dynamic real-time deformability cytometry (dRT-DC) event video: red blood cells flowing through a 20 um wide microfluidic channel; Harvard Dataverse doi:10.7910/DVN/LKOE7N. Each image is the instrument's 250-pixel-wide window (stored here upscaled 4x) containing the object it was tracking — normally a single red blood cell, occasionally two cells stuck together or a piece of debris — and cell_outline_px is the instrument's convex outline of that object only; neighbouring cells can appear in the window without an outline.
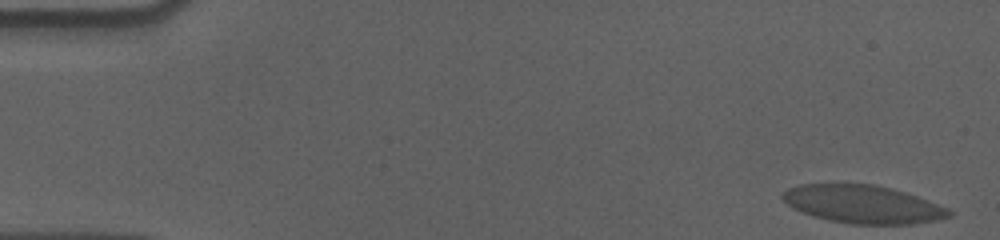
{"species": "human", "species_latin": "Homo sapiens", "temperature_condition": "cold", "stored_images_in_passage": 56, "camera_frame_rate_fps": 3000, "um_per_image_px": 0.085, "donor": {"sex": "male"}, "frame": {"image": 1, "passage_image": 1, "time_ms": 0.0, "image_size_px": [1000, 240], "cell_outline_px": [[952, 216], [936, 220], [912, 224], [848, 224], [828, 220], [812, 216], [792, 208], [780, 196], [788, 188], [800, 184], [872, 184], [904, 192], [916, 196], [948, 208], [952, 212]], "centroid_in_image_um": [73.32, 17.37], "position_along_channel_um": 11.7, "area_um2": 36.7}}
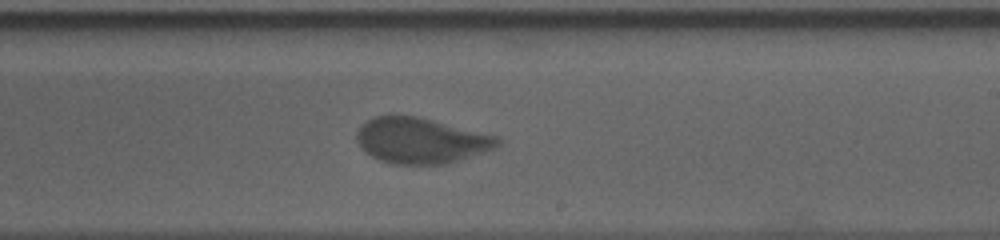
{"frame": {"image": 2, "passage_image": 33, "time_ms": 10.667, "image_size_px": [1000, 240], "cell_outline_px": [[500, 144], [492, 148], [444, 164], [392, 164], [380, 160], [372, 156], [356, 140], [356, 132], [368, 120], [376, 116], [416, 116], [496, 136], [500, 140]], "centroid_in_image_um": [35.73, 11.95], "position_along_channel_um": 253.3, "area_um2": 36.36}}
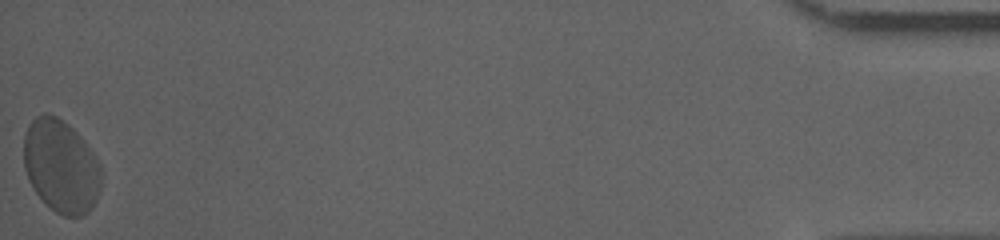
{"frame": {"image": 3, "passage_image": 56, "time_ms": 18.333, "image_size_px": [1000, 240], "cell_outline_px": [[100, 188], [96, 200], [88, 212], [80, 216], [64, 216], [56, 212], [44, 204], [28, 180], [24, 168], [24, 136], [28, 124], [36, 116], [44, 112], [48, 112], [56, 116], [68, 124], [80, 136], [92, 152], [100, 168]], "centroid_in_image_um": [5.15, 14.12], "position_along_channel_um": 430.1, "area_um2": 41.96}, "authors_computed_cell_mechanics": {"area_um2": 37.5411, "velocity_mm_per_s": 3.5404, "shape_relaxation_time_tau1_ms": 4.6017, "shape_relaxation_time_tau2_ms": null, "deformation_change_tau1": 0.1305, "deformation_change_tau2": null}}